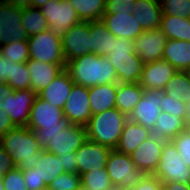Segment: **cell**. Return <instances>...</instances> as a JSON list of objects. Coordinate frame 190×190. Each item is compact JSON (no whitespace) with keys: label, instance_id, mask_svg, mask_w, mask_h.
Wrapping results in <instances>:
<instances>
[{"label":"cell","instance_id":"4dcf8cb0","mask_svg":"<svg viewBox=\"0 0 190 190\" xmlns=\"http://www.w3.org/2000/svg\"><path fill=\"white\" fill-rule=\"evenodd\" d=\"M162 92L175 100L187 103L190 100V72L177 71L166 83Z\"/></svg>","mask_w":190,"mask_h":190},{"label":"cell","instance_id":"7a4b0ae2","mask_svg":"<svg viewBox=\"0 0 190 190\" xmlns=\"http://www.w3.org/2000/svg\"><path fill=\"white\" fill-rule=\"evenodd\" d=\"M0 146L8 152L20 170L34 168L40 161L42 148L35 132L27 126H15L0 136Z\"/></svg>","mask_w":190,"mask_h":190},{"label":"cell","instance_id":"f907efd6","mask_svg":"<svg viewBox=\"0 0 190 190\" xmlns=\"http://www.w3.org/2000/svg\"><path fill=\"white\" fill-rule=\"evenodd\" d=\"M115 37L116 36L109 30L104 35L103 42H102V56H107L109 53H111L112 46H113V39Z\"/></svg>","mask_w":190,"mask_h":190},{"label":"cell","instance_id":"ab89813d","mask_svg":"<svg viewBox=\"0 0 190 190\" xmlns=\"http://www.w3.org/2000/svg\"><path fill=\"white\" fill-rule=\"evenodd\" d=\"M161 111L170 114L171 116L185 119L186 103L182 100H175L162 92Z\"/></svg>","mask_w":190,"mask_h":190},{"label":"cell","instance_id":"74e56055","mask_svg":"<svg viewBox=\"0 0 190 190\" xmlns=\"http://www.w3.org/2000/svg\"><path fill=\"white\" fill-rule=\"evenodd\" d=\"M81 186L78 173L64 172L50 183L47 190H78Z\"/></svg>","mask_w":190,"mask_h":190},{"label":"cell","instance_id":"681fc988","mask_svg":"<svg viewBox=\"0 0 190 190\" xmlns=\"http://www.w3.org/2000/svg\"><path fill=\"white\" fill-rule=\"evenodd\" d=\"M15 126L10 121V117L5 111L0 110V136L7 133L9 130L13 129Z\"/></svg>","mask_w":190,"mask_h":190},{"label":"cell","instance_id":"11a10c76","mask_svg":"<svg viewBox=\"0 0 190 190\" xmlns=\"http://www.w3.org/2000/svg\"><path fill=\"white\" fill-rule=\"evenodd\" d=\"M185 124L190 129V100L186 103Z\"/></svg>","mask_w":190,"mask_h":190},{"label":"cell","instance_id":"4316f807","mask_svg":"<svg viewBox=\"0 0 190 190\" xmlns=\"http://www.w3.org/2000/svg\"><path fill=\"white\" fill-rule=\"evenodd\" d=\"M39 176V190H47L50 183L64 173L57 155L41 150L40 161L35 165Z\"/></svg>","mask_w":190,"mask_h":190},{"label":"cell","instance_id":"2e32d148","mask_svg":"<svg viewBox=\"0 0 190 190\" xmlns=\"http://www.w3.org/2000/svg\"><path fill=\"white\" fill-rule=\"evenodd\" d=\"M111 149L91 140H86L75 152L78 163V174H84L94 169H104Z\"/></svg>","mask_w":190,"mask_h":190},{"label":"cell","instance_id":"bcb514c9","mask_svg":"<svg viewBox=\"0 0 190 190\" xmlns=\"http://www.w3.org/2000/svg\"><path fill=\"white\" fill-rule=\"evenodd\" d=\"M58 157L62 163L64 172L78 173V163L75 152H71L66 155H59Z\"/></svg>","mask_w":190,"mask_h":190},{"label":"cell","instance_id":"6f0895ef","mask_svg":"<svg viewBox=\"0 0 190 190\" xmlns=\"http://www.w3.org/2000/svg\"><path fill=\"white\" fill-rule=\"evenodd\" d=\"M109 190H131L130 188L123 187V186H115L113 185Z\"/></svg>","mask_w":190,"mask_h":190},{"label":"cell","instance_id":"ffe728a7","mask_svg":"<svg viewBox=\"0 0 190 190\" xmlns=\"http://www.w3.org/2000/svg\"><path fill=\"white\" fill-rule=\"evenodd\" d=\"M101 21L117 38L123 37L135 40L144 32L138 20L133 17L131 12H119L115 14H104Z\"/></svg>","mask_w":190,"mask_h":190},{"label":"cell","instance_id":"680465c9","mask_svg":"<svg viewBox=\"0 0 190 190\" xmlns=\"http://www.w3.org/2000/svg\"><path fill=\"white\" fill-rule=\"evenodd\" d=\"M0 190H5V186L3 183V176H0Z\"/></svg>","mask_w":190,"mask_h":190},{"label":"cell","instance_id":"ee69618b","mask_svg":"<svg viewBox=\"0 0 190 190\" xmlns=\"http://www.w3.org/2000/svg\"><path fill=\"white\" fill-rule=\"evenodd\" d=\"M131 190H162V182L153 174H145L141 181Z\"/></svg>","mask_w":190,"mask_h":190},{"label":"cell","instance_id":"30bf717a","mask_svg":"<svg viewBox=\"0 0 190 190\" xmlns=\"http://www.w3.org/2000/svg\"><path fill=\"white\" fill-rule=\"evenodd\" d=\"M61 43L66 63L77 57L92 54L90 21H80L73 25L63 33Z\"/></svg>","mask_w":190,"mask_h":190},{"label":"cell","instance_id":"44dd1931","mask_svg":"<svg viewBox=\"0 0 190 190\" xmlns=\"http://www.w3.org/2000/svg\"><path fill=\"white\" fill-rule=\"evenodd\" d=\"M26 65L30 73V89L38 94L65 70L66 64L43 63L29 59Z\"/></svg>","mask_w":190,"mask_h":190},{"label":"cell","instance_id":"7c38bea8","mask_svg":"<svg viewBox=\"0 0 190 190\" xmlns=\"http://www.w3.org/2000/svg\"><path fill=\"white\" fill-rule=\"evenodd\" d=\"M21 15V8L14 7L7 0H0V45L16 40H28Z\"/></svg>","mask_w":190,"mask_h":190},{"label":"cell","instance_id":"6da1fadb","mask_svg":"<svg viewBox=\"0 0 190 190\" xmlns=\"http://www.w3.org/2000/svg\"><path fill=\"white\" fill-rule=\"evenodd\" d=\"M74 84L87 88L96 85L118 83L116 69L106 56L94 53L77 57L65 65Z\"/></svg>","mask_w":190,"mask_h":190},{"label":"cell","instance_id":"7dc6e473","mask_svg":"<svg viewBox=\"0 0 190 190\" xmlns=\"http://www.w3.org/2000/svg\"><path fill=\"white\" fill-rule=\"evenodd\" d=\"M24 174L25 185L27 190H39V176L36 168L22 170Z\"/></svg>","mask_w":190,"mask_h":190},{"label":"cell","instance_id":"5b68a950","mask_svg":"<svg viewBox=\"0 0 190 190\" xmlns=\"http://www.w3.org/2000/svg\"><path fill=\"white\" fill-rule=\"evenodd\" d=\"M116 69L118 83H138L143 62L134 52V40L115 37L111 53L106 56Z\"/></svg>","mask_w":190,"mask_h":190},{"label":"cell","instance_id":"7bdbcfd3","mask_svg":"<svg viewBox=\"0 0 190 190\" xmlns=\"http://www.w3.org/2000/svg\"><path fill=\"white\" fill-rule=\"evenodd\" d=\"M135 1L136 0H106L105 14H119V12L132 13Z\"/></svg>","mask_w":190,"mask_h":190},{"label":"cell","instance_id":"3957f363","mask_svg":"<svg viewBox=\"0 0 190 190\" xmlns=\"http://www.w3.org/2000/svg\"><path fill=\"white\" fill-rule=\"evenodd\" d=\"M69 125L70 122L63 116V109L52 106L37 95L27 127L35 132L42 150L47 148L53 136Z\"/></svg>","mask_w":190,"mask_h":190},{"label":"cell","instance_id":"ba28073f","mask_svg":"<svg viewBox=\"0 0 190 190\" xmlns=\"http://www.w3.org/2000/svg\"><path fill=\"white\" fill-rule=\"evenodd\" d=\"M30 59L43 63L66 64L61 38L51 30L28 38Z\"/></svg>","mask_w":190,"mask_h":190},{"label":"cell","instance_id":"b9f144b4","mask_svg":"<svg viewBox=\"0 0 190 190\" xmlns=\"http://www.w3.org/2000/svg\"><path fill=\"white\" fill-rule=\"evenodd\" d=\"M5 190H27L23 171L15 167L3 176Z\"/></svg>","mask_w":190,"mask_h":190},{"label":"cell","instance_id":"8fae6325","mask_svg":"<svg viewBox=\"0 0 190 190\" xmlns=\"http://www.w3.org/2000/svg\"><path fill=\"white\" fill-rule=\"evenodd\" d=\"M37 94L32 89L13 90L5 101L0 103V110H4L14 126H27L31 107Z\"/></svg>","mask_w":190,"mask_h":190},{"label":"cell","instance_id":"836d02e7","mask_svg":"<svg viewBox=\"0 0 190 190\" xmlns=\"http://www.w3.org/2000/svg\"><path fill=\"white\" fill-rule=\"evenodd\" d=\"M0 53L14 63H26L30 59L28 40H16L2 44Z\"/></svg>","mask_w":190,"mask_h":190},{"label":"cell","instance_id":"83f0119b","mask_svg":"<svg viewBox=\"0 0 190 190\" xmlns=\"http://www.w3.org/2000/svg\"><path fill=\"white\" fill-rule=\"evenodd\" d=\"M143 92L144 89L139 83H117L116 108L129 117Z\"/></svg>","mask_w":190,"mask_h":190},{"label":"cell","instance_id":"ac0fdd59","mask_svg":"<svg viewBox=\"0 0 190 190\" xmlns=\"http://www.w3.org/2000/svg\"><path fill=\"white\" fill-rule=\"evenodd\" d=\"M166 140L151 134L138 146L130 157L135 166L145 174H153L161 159V151Z\"/></svg>","mask_w":190,"mask_h":190},{"label":"cell","instance_id":"c3c4849f","mask_svg":"<svg viewBox=\"0 0 190 190\" xmlns=\"http://www.w3.org/2000/svg\"><path fill=\"white\" fill-rule=\"evenodd\" d=\"M16 167L8 152L0 146V176H4Z\"/></svg>","mask_w":190,"mask_h":190},{"label":"cell","instance_id":"d590c367","mask_svg":"<svg viewBox=\"0 0 190 190\" xmlns=\"http://www.w3.org/2000/svg\"><path fill=\"white\" fill-rule=\"evenodd\" d=\"M162 15L190 19V0H159Z\"/></svg>","mask_w":190,"mask_h":190},{"label":"cell","instance_id":"9a60e30c","mask_svg":"<svg viewBox=\"0 0 190 190\" xmlns=\"http://www.w3.org/2000/svg\"><path fill=\"white\" fill-rule=\"evenodd\" d=\"M167 38L160 29L144 30L134 40V52L143 63L162 60Z\"/></svg>","mask_w":190,"mask_h":190},{"label":"cell","instance_id":"7402d4cb","mask_svg":"<svg viewBox=\"0 0 190 190\" xmlns=\"http://www.w3.org/2000/svg\"><path fill=\"white\" fill-rule=\"evenodd\" d=\"M73 85L74 83L70 78L69 73L64 70L37 95L52 106L63 109Z\"/></svg>","mask_w":190,"mask_h":190},{"label":"cell","instance_id":"cb8c5ba5","mask_svg":"<svg viewBox=\"0 0 190 190\" xmlns=\"http://www.w3.org/2000/svg\"><path fill=\"white\" fill-rule=\"evenodd\" d=\"M151 134L152 132L150 129L128 119L125 123L116 150L131 155L140 144L151 136Z\"/></svg>","mask_w":190,"mask_h":190},{"label":"cell","instance_id":"f6af8a7d","mask_svg":"<svg viewBox=\"0 0 190 190\" xmlns=\"http://www.w3.org/2000/svg\"><path fill=\"white\" fill-rule=\"evenodd\" d=\"M13 61L4 58L0 53V83H8L12 80Z\"/></svg>","mask_w":190,"mask_h":190},{"label":"cell","instance_id":"8d00e7d4","mask_svg":"<svg viewBox=\"0 0 190 190\" xmlns=\"http://www.w3.org/2000/svg\"><path fill=\"white\" fill-rule=\"evenodd\" d=\"M13 90L30 89V73L26 63H14L12 80L7 83Z\"/></svg>","mask_w":190,"mask_h":190},{"label":"cell","instance_id":"484cf974","mask_svg":"<svg viewBox=\"0 0 190 190\" xmlns=\"http://www.w3.org/2000/svg\"><path fill=\"white\" fill-rule=\"evenodd\" d=\"M162 59L177 71H190V42L167 39Z\"/></svg>","mask_w":190,"mask_h":190},{"label":"cell","instance_id":"f1b7e54d","mask_svg":"<svg viewBox=\"0 0 190 190\" xmlns=\"http://www.w3.org/2000/svg\"><path fill=\"white\" fill-rule=\"evenodd\" d=\"M186 129L187 126L184 118L171 116L161 111L151 132L152 135L169 141L173 140L180 132Z\"/></svg>","mask_w":190,"mask_h":190},{"label":"cell","instance_id":"e575fe53","mask_svg":"<svg viewBox=\"0 0 190 190\" xmlns=\"http://www.w3.org/2000/svg\"><path fill=\"white\" fill-rule=\"evenodd\" d=\"M81 185L90 190H109L113 184L106 169H94L81 174Z\"/></svg>","mask_w":190,"mask_h":190},{"label":"cell","instance_id":"f35d334b","mask_svg":"<svg viewBox=\"0 0 190 190\" xmlns=\"http://www.w3.org/2000/svg\"><path fill=\"white\" fill-rule=\"evenodd\" d=\"M108 29L101 20L90 21V36L92 37V53L102 56V42Z\"/></svg>","mask_w":190,"mask_h":190},{"label":"cell","instance_id":"d6a6232c","mask_svg":"<svg viewBox=\"0 0 190 190\" xmlns=\"http://www.w3.org/2000/svg\"><path fill=\"white\" fill-rule=\"evenodd\" d=\"M22 25L27 31L29 37L42 31L48 30L49 24L44 17L41 9L37 7H27L22 9Z\"/></svg>","mask_w":190,"mask_h":190},{"label":"cell","instance_id":"816d5d0a","mask_svg":"<svg viewBox=\"0 0 190 190\" xmlns=\"http://www.w3.org/2000/svg\"><path fill=\"white\" fill-rule=\"evenodd\" d=\"M162 190H190V184L177 182L162 183Z\"/></svg>","mask_w":190,"mask_h":190},{"label":"cell","instance_id":"8992f818","mask_svg":"<svg viewBox=\"0 0 190 190\" xmlns=\"http://www.w3.org/2000/svg\"><path fill=\"white\" fill-rule=\"evenodd\" d=\"M153 175L162 183L190 184V167L183 162L172 140L164 142L161 159Z\"/></svg>","mask_w":190,"mask_h":190},{"label":"cell","instance_id":"52a82bcc","mask_svg":"<svg viewBox=\"0 0 190 190\" xmlns=\"http://www.w3.org/2000/svg\"><path fill=\"white\" fill-rule=\"evenodd\" d=\"M105 169L111 183L115 186L131 188L145 176V173L135 166L130 155L121 153L116 149L109 153Z\"/></svg>","mask_w":190,"mask_h":190},{"label":"cell","instance_id":"603a6c76","mask_svg":"<svg viewBox=\"0 0 190 190\" xmlns=\"http://www.w3.org/2000/svg\"><path fill=\"white\" fill-rule=\"evenodd\" d=\"M132 15L143 30L159 29L162 18L159 0H136Z\"/></svg>","mask_w":190,"mask_h":190},{"label":"cell","instance_id":"d4e9b609","mask_svg":"<svg viewBox=\"0 0 190 190\" xmlns=\"http://www.w3.org/2000/svg\"><path fill=\"white\" fill-rule=\"evenodd\" d=\"M116 91L117 83L88 88L92 115L116 108Z\"/></svg>","mask_w":190,"mask_h":190},{"label":"cell","instance_id":"f5cc1de1","mask_svg":"<svg viewBox=\"0 0 190 190\" xmlns=\"http://www.w3.org/2000/svg\"><path fill=\"white\" fill-rule=\"evenodd\" d=\"M13 92V89L7 83H0V103L5 101L6 97Z\"/></svg>","mask_w":190,"mask_h":190},{"label":"cell","instance_id":"9c48e42d","mask_svg":"<svg viewBox=\"0 0 190 190\" xmlns=\"http://www.w3.org/2000/svg\"><path fill=\"white\" fill-rule=\"evenodd\" d=\"M40 9L47 19L48 29L60 38L64 32L81 21L68 0H49Z\"/></svg>","mask_w":190,"mask_h":190},{"label":"cell","instance_id":"db71d44e","mask_svg":"<svg viewBox=\"0 0 190 190\" xmlns=\"http://www.w3.org/2000/svg\"><path fill=\"white\" fill-rule=\"evenodd\" d=\"M11 5L18 8H27L32 6V0H7Z\"/></svg>","mask_w":190,"mask_h":190},{"label":"cell","instance_id":"e0dca14e","mask_svg":"<svg viewBox=\"0 0 190 190\" xmlns=\"http://www.w3.org/2000/svg\"><path fill=\"white\" fill-rule=\"evenodd\" d=\"M87 140L86 126L70 124L53 136L45 151L57 156L76 152Z\"/></svg>","mask_w":190,"mask_h":190},{"label":"cell","instance_id":"d6986e66","mask_svg":"<svg viewBox=\"0 0 190 190\" xmlns=\"http://www.w3.org/2000/svg\"><path fill=\"white\" fill-rule=\"evenodd\" d=\"M177 70L165 60H157L143 64L139 84L143 89L162 91L166 83L175 75Z\"/></svg>","mask_w":190,"mask_h":190},{"label":"cell","instance_id":"60d3db41","mask_svg":"<svg viewBox=\"0 0 190 190\" xmlns=\"http://www.w3.org/2000/svg\"><path fill=\"white\" fill-rule=\"evenodd\" d=\"M183 162L190 167V129L180 132L173 140Z\"/></svg>","mask_w":190,"mask_h":190},{"label":"cell","instance_id":"277c9868","mask_svg":"<svg viewBox=\"0 0 190 190\" xmlns=\"http://www.w3.org/2000/svg\"><path fill=\"white\" fill-rule=\"evenodd\" d=\"M127 120L117 108L92 115L86 124L87 139L116 149Z\"/></svg>","mask_w":190,"mask_h":190},{"label":"cell","instance_id":"5bb4252c","mask_svg":"<svg viewBox=\"0 0 190 190\" xmlns=\"http://www.w3.org/2000/svg\"><path fill=\"white\" fill-rule=\"evenodd\" d=\"M161 105L162 91L144 89L140 101L136 104L128 119L152 131L160 115Z\"/></svg>","mask_w":190,"mask_h":190},{"label":"cell","instance_id":"91938a15","mask_svg":"<svg viewBox=\"0 0 190 190\" xmlns=\"http://www.w3.org/2000/svg\"><path fill=\"white\" fill-rule=\"evenodd\" d=\"M78 190H90V189H87V188L81 186Z\"/></svg>","mask_w":190,"mask_h":190},{"label":"cell","instance_id":"9f6ffc18","mask_svg":"<svg viewBox=\"0 0 190 190\" xmlns=\"http://www.w3.org/2000/svg\"><path fill=\"white\" fill-rule=\"evenodd\" d=\"M49 0H32V6L41 8L43 7Z\"/></svg>","mask_w":190,"mask_h":190},{"label":"cell","instance_id":"4fadbf2b","mask_svg":"<svg viewBox=\"0 0 190 190\" xmlns=\"http://www.w3.org/2000/svg\"><path fill=\"white\" fill-rule=\"evenodd\" d=\"M63 116L73 125L86 126L91 113L88 88L74 84L63 107Z\"/></svg>","mask_w":190,"mask_h":190},{"label":"cell","instance_id":"f546056e","mask_svg":"<svg viewBox=\"0 0 190 190\" xmlns=\"http://www.w3.org/2000/svg\"><path fill=\"white\" fill-rule=\"evenodd\" d=\"M167 39L190 42V19L174 15H162L160 28Z\"/></svg>","mask_w":190,"mask_h":190},{"label":"cell","instance_id":"1f68e13d","mask_svg":"<svg viewBox=\"0 0 190 190\" xmlns=\"http://www.w3.org/2000/svg\"><path fill=\"white\" fill-rule=\"evenodd\" d=\"M81 21L101 20L105 14L106 0H68Z\"/></svg>","mask_w":190,"mask_h":190}]
</instances>
